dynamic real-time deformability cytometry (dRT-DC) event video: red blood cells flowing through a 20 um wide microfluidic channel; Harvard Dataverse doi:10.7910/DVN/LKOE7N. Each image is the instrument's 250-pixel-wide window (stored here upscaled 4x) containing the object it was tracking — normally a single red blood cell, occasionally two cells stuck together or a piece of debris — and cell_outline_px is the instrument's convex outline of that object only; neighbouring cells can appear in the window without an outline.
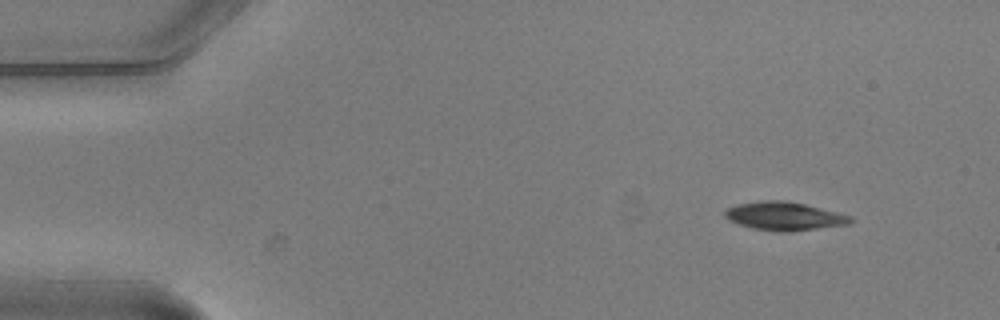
{"species": "common noctule bat (a hibernating species)", "species_latin": "Nyctalus noctula", "temperature_condition": "warm", "stored_images_in_passage": 5, "camera_frame_rate_fps": 3000, "um_per_image_px": 0.085, "animal": {"sex": "male", "body_mass_g": 20.5, "forearm_length_mm": 52.5}, "frame": {"image": 1, "passage_image": 1, "time_ms": 0.0, "image_size_px": [1000, 320], "cell_outline_px": [[856, 220], [852, 224], [792, 232], [780, 232], [752, 228], [728, 220], [724, 216], [724, 212], [728, 208], [736, 204], [760, 200], [784, 200], [804, 204], [852, 216]], "centroid_in_image_um": [66.7, 18.38], "position_along_channel_um": 18.3, "area_um2": 21.04}}
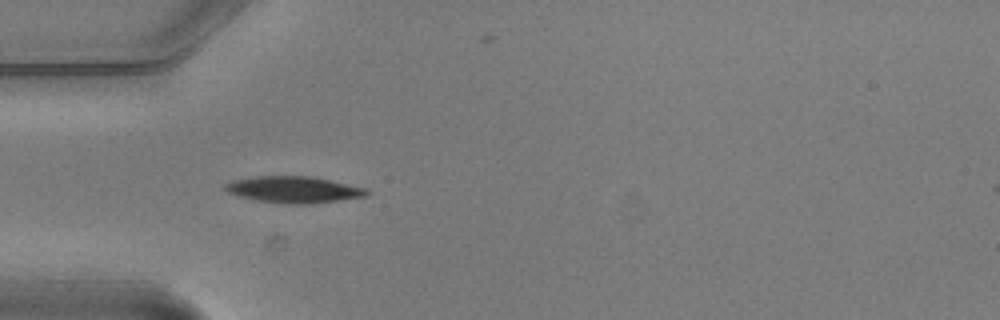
{"frame": {"image": 2, "passage_image": 4, "time_ms": 1.0, "image_size_px": [1000, 320], "cell_outline_px": [[368, 192], [364, 196], [312, 204], [288, 204], [256, 200], [240, 196], [228, 192], [220, 188], [224, 184], [236, 180], [256, 176], [312, 176], [364, 188]], "centroid_in_image_um": [24.89, 16.11], "position_along_channel_um": 60.1, "area_um2": 21.56}}
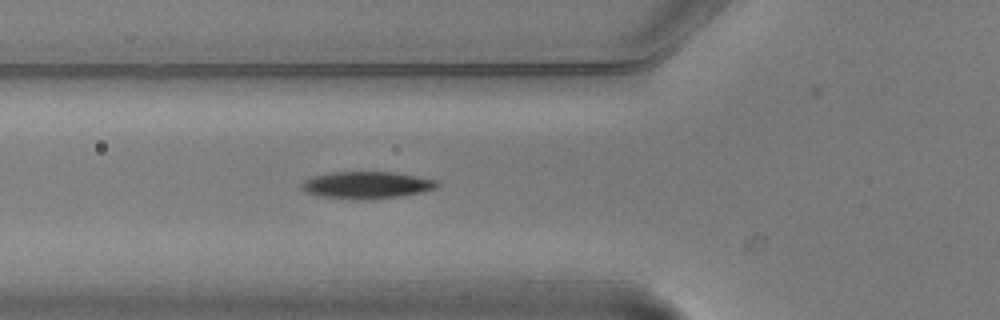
{"frame": {"image": 3, "passage_image": 5, "time_ms": 1.333, "image_size_px": [1000, 320], "cell_outline_px": [[440, 184], [436, 188], [424, 192], [400, 196], [372, 200], [320, 196], [304, 192], [300, 188], [300, 184], [304, 180], [312, 176], [332, 172], [396, 172], [436, 180]], "centroid_in_image_um": [31.16, 15.73], "position_along_channel_um": 94.6, "area_um2": 21.5}}